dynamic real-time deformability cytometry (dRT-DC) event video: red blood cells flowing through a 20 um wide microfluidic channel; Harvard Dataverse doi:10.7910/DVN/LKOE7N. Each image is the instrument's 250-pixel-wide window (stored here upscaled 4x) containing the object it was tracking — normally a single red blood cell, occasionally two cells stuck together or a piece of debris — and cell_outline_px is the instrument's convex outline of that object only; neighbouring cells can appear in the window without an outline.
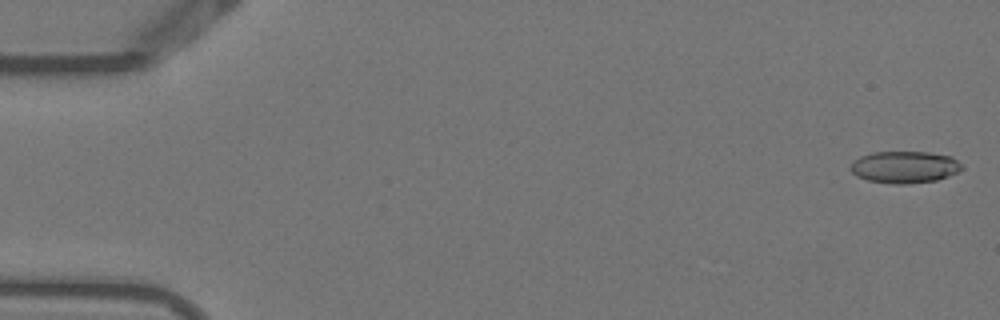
{"species": "Egyptian fruit bat (a non-hibernating species)", "species_latin": "Rousettus aegyptiacus", "temperature_condition": "warm", "stored_images_in_passage": 53, "camera_frame_rate_fps": 3000, "um_per_image_px": 0.085, "animal": {"sex": "female"}, "frame": {"image": 1, "passage_image": 1, "time_ms": 0.0, "image_size_px": [1000, 320], "cell_outline_px": [[964, 168], [960, 172], [936, 180], [908, 184], [892, 184], [868, 180], [856, 176], [848, 168], [860, 156], [872, 152], [928, 152], [952, 156], [964, 164]], "centroid_in_image_um": [76.94, 14.2], "position_along_channel_um": 8.1, "area_um2": 20.98}}
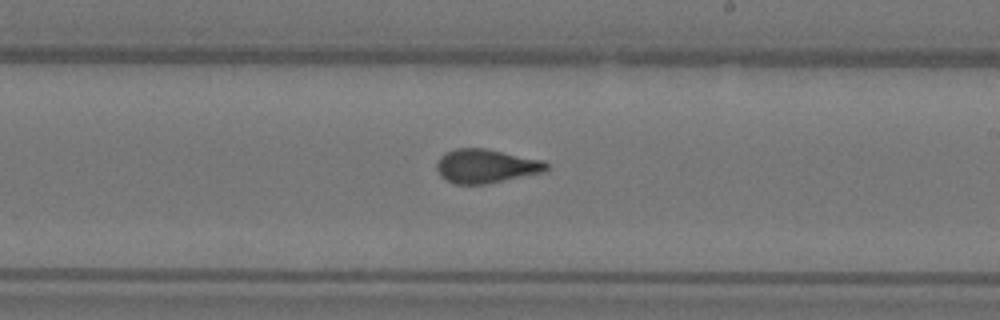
{"frame": {"image": 2, "passage_image": 31, "time_ms": 10.0, "image_size_px": [1000, 320], "cell_outline_px": [[548, 172], [488, 184], [456, 184], [440, 176], [436, 168], [436, 164], [440, 156], [456, 148], [484, 148], [544, 160], [548, 164]], "centroid_in_image_um": [41.36, 14.13], "position_along_channel_um": 247.6, "area_um2": 21.91}}
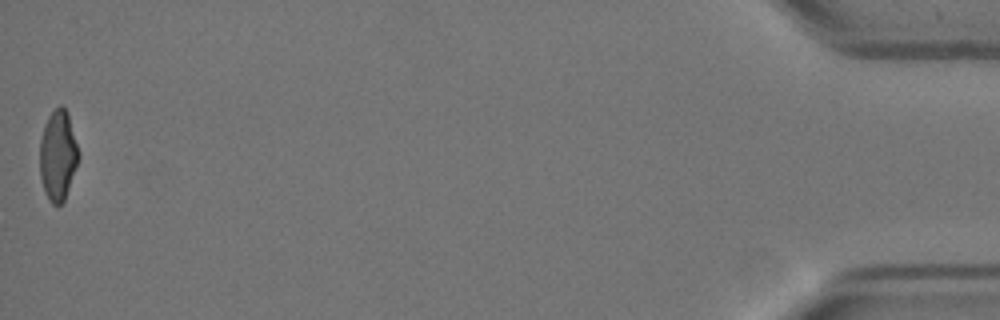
{"frame": {"image": 3, "passage_image": 53, "time_ms": 17.333, "image_size_px": [1000, 320], "cell_outline_px": [[80, 156], [64, 200], [60, 204], [52, 204], [48, 200], [44, 192], [40, 176], [40, 140], [44, 124], [48, 116], [60, 104], [68, 112], [80, 152]], "centroid_in_image_um": [4.93, 13.19], "position_along_channel_um": 430.3, "area_um2": 20.52}, "authors_computed_cell_mechanics": {"area_um2": 21.386, "velocity_mm_per_s": 3.805, "shape_relaxation_time_tau1_ms": null, "shape_relaxation_time_tau2_ms": 0.962, "deformation_change_tau1": null, "deformation_change_tau2": 0.0707}}